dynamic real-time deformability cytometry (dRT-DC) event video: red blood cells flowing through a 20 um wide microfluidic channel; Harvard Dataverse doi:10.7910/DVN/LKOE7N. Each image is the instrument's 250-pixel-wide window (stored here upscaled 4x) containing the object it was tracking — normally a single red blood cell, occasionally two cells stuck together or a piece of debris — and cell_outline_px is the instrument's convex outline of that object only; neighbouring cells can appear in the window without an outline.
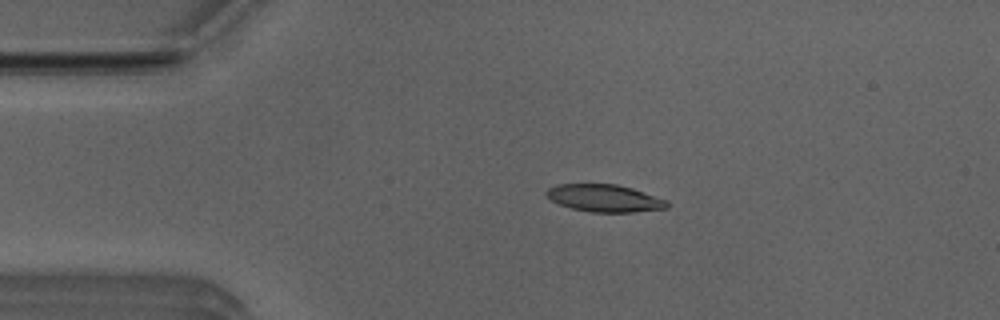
{"species": "Egyptian fruit bat (a non-hibernating species)", "species_latin": "Rousettus aegyptiacus", "temperature_condition": "room temperature", "stored_images_in_passage": 51, "camera_frame_rate_fps": 3000, "um_per_image_px": 0.085, "animal": {"sex": "male"}, "frame": {"image": 1, "passage_image": 10, "time_ms": 3.0, "image_size_px": [1000, 320], "cell_outline_px": [[668, 208], [632, 212], [592, 212], [572, 208], [560, 204], [552, 200], [544, 192], [548, 188], [556, 184], [616, 184], [632, 188], [668, 200]], "centroid_in_image_um": [51.4, 16.84], "position_along_channel_um": 33.6, "area_um2": 19.13}}
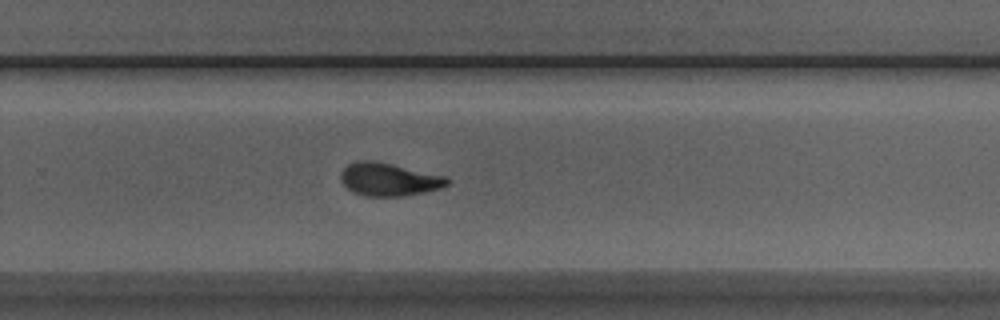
{"frame": {"image": 2, "passage_image": 33, "time_ms": 10.667, "image_size_px": [1000, 320], "cell_outline_px": [[448, 184], [440, 188], [404, 196], [364, 196], [352, 192], [344, 184], [340, 176], [344, 168], [348, 164], [356, 160], [376, 160], [448, 176]], "centroid_in_image_um": [33.05, 15.23], "position_along_channel_um": 296.7, "area_um2": 20.58}}
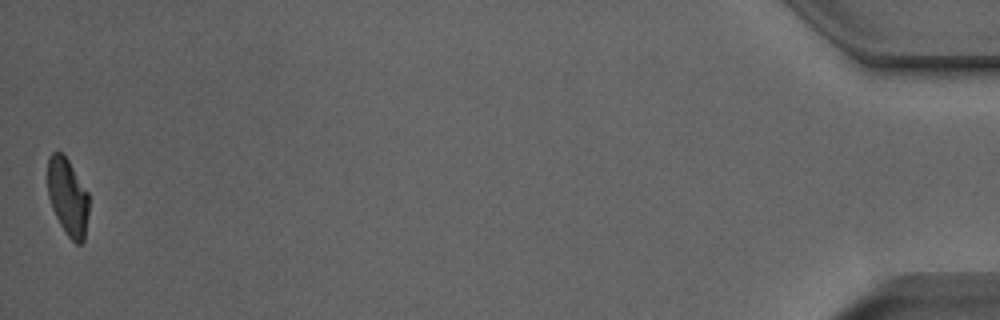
{"frame": {"image": 3, "passage_image": 51, "time_ms": 16.667, "image_size_px": [1000, 320], "cell_outline_px": [[88, 212], [84, 240], [80, 244], [76, 244], [68, 236], [60, 224], [52, 208], [48, 196], [48, 156], [52, 152], [60, 152], [68, 160], [88, 192]], "centroid_in_image_um": [5.75, 16.74], "position_along_channel_um": 429.4, "area_um2": 18.38}, "authors_computed_cell_mechanics": {"area_um2": 19.9988, "velocity_mm_per_s": 3.9229, "shape_relaxation_time_tau1_ms": 4.2736, "shape_relaxation_time_tau2_ms": 2.1432, "deformation_change_tau1": 0.159, "deformation_change_tau2": 0.0885}}